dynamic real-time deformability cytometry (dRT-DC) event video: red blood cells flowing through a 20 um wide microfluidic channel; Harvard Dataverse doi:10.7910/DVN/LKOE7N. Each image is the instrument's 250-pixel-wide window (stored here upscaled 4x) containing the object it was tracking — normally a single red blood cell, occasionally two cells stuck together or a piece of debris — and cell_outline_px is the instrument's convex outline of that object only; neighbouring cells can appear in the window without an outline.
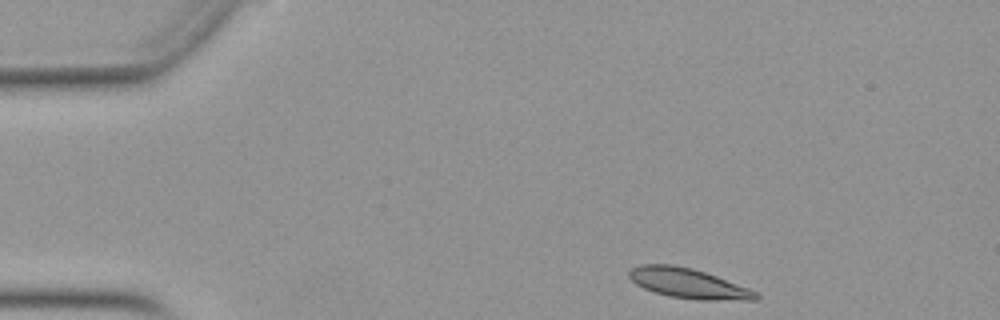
{"species": "Egyptian fruit bat (a non-hibernating species)", "species_latin": "Rousettus aegyptiacus", "temperature_condition": "warm", "stored_images_in_passage": 38, "camera_frame_rate_fps": 3000, "um_per_image_px": 0.085, "animal": {"sex": "female"}, "frame": {"image": 1, "passage_image": 1, "time_ms": 0.0, "image_size_px": [1000, 320], "cell_outline_px": [[760, 296], [756, 300], [696, 300], [668, 296], [652, 292], [636, 284], [628, 276], [628, 272], [632, 268], [640, 264], [672, 264], [692, 268], [716, 276], [748, 288], [756, 292]], "centroid_in_image_um": [58.47, 24.09], "position_along_channel_um": 26.5, "area_um2": 22.14}}
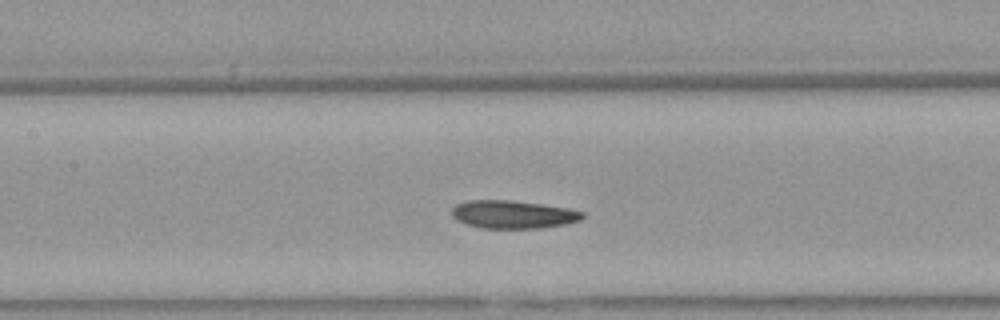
{"frame": {"image": 2, "passage_image": 17, "time_ms": 5.333, "image_size_px": [1000, 320], "cell_outline_px": [[584, 216], [580, 220], [568, 224], [540, 228], [480, 228], [464, 224], [456, 220], [452, 216], [452, 208], [456, 204], [468, 200], [508, 200], [540, 204], [568, 208], [584, 212]], "centroid_in_image_um": [43.59, 18.23], "position_along_channel_um": 163.8, "area_um2": 21.44}}
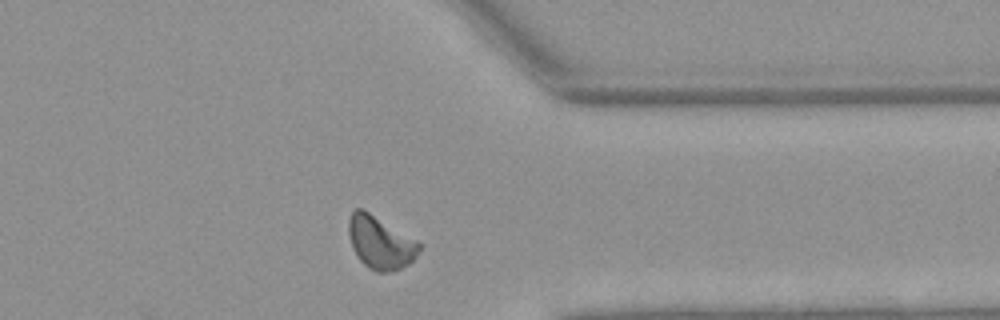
{"frame": {"image": 3, "passage_image": 34, "time_ms": 11.0, "image_size_px": [1000, 320], "cell_outline_px": [[420, 252], [408, 264], [400, 268], [388, 272], [376, 272], [368, 268], [360, 260], [352, 248], [348, 236], [348, 220], [352, 212], [356, 208], [364, 208], [420, 244]], "centroid_in_image_um": [32.27, 20.61], "position_along_channel_um": 379.1, "area_um2": 21.5}, "authors_computed_cell_mechanics": {"area_um2": 21.5016, "velocity_mm_per_s": 3.9229, "shape_relaxation_time_tau1_ms": 10.8732, "shape_relaxation_time_tau2_ms": 6.9118, "deformation_change_tau1": 0.1939, "deformation_change_tau2": 0.1279}}